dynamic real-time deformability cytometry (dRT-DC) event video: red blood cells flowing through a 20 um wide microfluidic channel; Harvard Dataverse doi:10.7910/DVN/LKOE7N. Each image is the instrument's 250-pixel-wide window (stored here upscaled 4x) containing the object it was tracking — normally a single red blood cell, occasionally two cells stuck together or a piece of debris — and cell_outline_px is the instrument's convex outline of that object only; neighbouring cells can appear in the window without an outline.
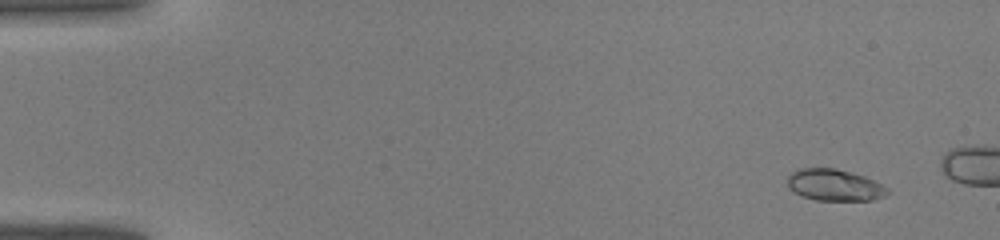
{"species": "common noctule bat (a hibernating species)", "species_latin": "Nyctalus noctula", "temperature_condition": "warm", "stored_images_in_passage": 13, "camera_frame_rate_fps": 3000, "um_per_image_px": 0.085, "animal": {"sex": "male", "body_mass_g": 19.0, "forearm_length_mm": 50.8}, "frame": {"image": 1, "passage_image": 4, "time_ms": 1.0, "image_size_px": [1000, 240], "cell_outline_px": [[888, 192], [884, 196], [872, 200], [816, 200], [800, 196], [792, 192], [788, 188], [788, 176], [792, 172], [800, 168], [836, 168], [852, 172], [864, 176], [888, 188]], "centroid_in_image_um": [70.88, 15.73], "position_along_channel_um": 14.1, "area_um2": 18.44}}